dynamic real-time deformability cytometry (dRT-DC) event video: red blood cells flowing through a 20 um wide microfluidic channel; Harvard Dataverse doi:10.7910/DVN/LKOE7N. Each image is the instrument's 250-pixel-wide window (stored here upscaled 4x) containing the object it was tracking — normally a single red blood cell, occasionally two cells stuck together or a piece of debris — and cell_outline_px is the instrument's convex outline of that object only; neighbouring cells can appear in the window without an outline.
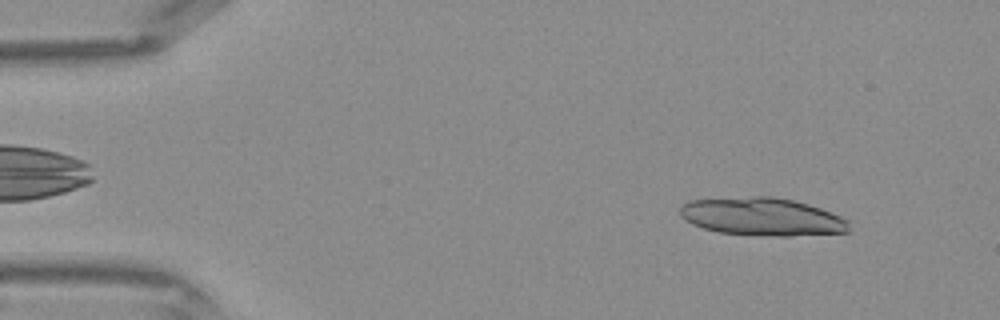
{"species": "Egyptian fruit bat (a non-hibernating species)", "species_latin": "Rousettus aegyptiacus", "temperature_condition": "warm", "stored_images_in_passage": 43, "camera_frame_rate_fps": 3000, "um_per_image_px": 0.085, "frame": {"image": 1, "passage_image": 4, "time_ms": 1.0, "image_size_px": [1000, 320], "cell_outline_px": [[848, 232], [792, 236], [760, 236], [716, 232], [692, 224], [680, 216], [680, 208], [688, 200], [752, 196], [772, 196], [792, 200], [808, 204], [820, 208], [848, 220]], "centroid_in_image_um": [64.75, 18.42], "position_along_channel_um": 20.3, "area_um2": 37.45}}
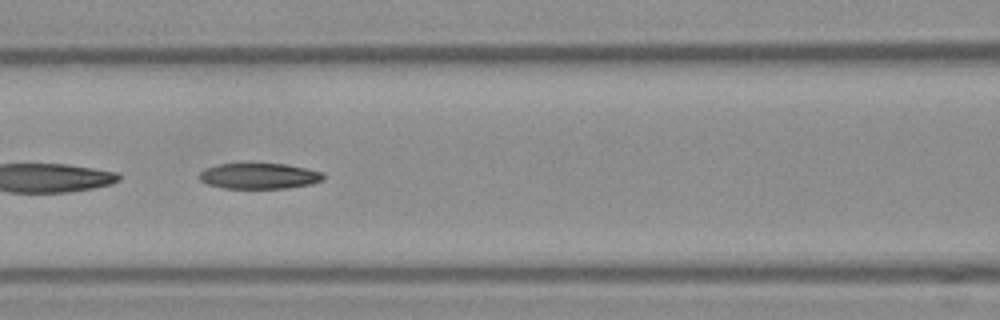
{"frame": {"image": 2, "passage_image": 18, "time_ms": 5.667, "image_size_px": [1000, 320], "cell_outline_px": [[324, 180], [312, 184], [288, 188], [224, 188], [208, 184], [200, 180], [200, 172], [216, 164], [284, 164], [324, 172]], "centroid_in_image_um": [22.07, 14.97], "position_along_channel_um": 144.5, "area_um2": 18.44}}
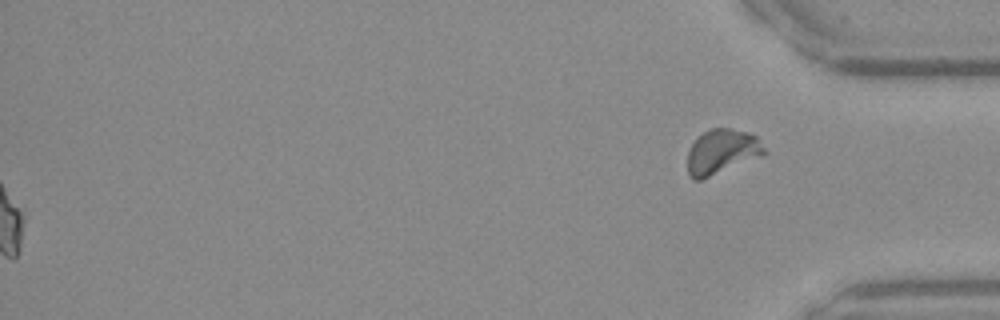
{"frame": {"image": 3, "passage_image": 43, "time_ms": 14.0, "image_size_px": [1000, 320], "cell_outline_px": [[768, 152], [760, 156], [700, 180], [692, 180], [688, 176], [688, 152], [692, 144], [708, 128], [732, 128], [748, 132], [756, 136]], "centroid_in_image_um": [61.35, 12.88], "position_along_channel_um": 373.9, "area_um2": 19.83}}